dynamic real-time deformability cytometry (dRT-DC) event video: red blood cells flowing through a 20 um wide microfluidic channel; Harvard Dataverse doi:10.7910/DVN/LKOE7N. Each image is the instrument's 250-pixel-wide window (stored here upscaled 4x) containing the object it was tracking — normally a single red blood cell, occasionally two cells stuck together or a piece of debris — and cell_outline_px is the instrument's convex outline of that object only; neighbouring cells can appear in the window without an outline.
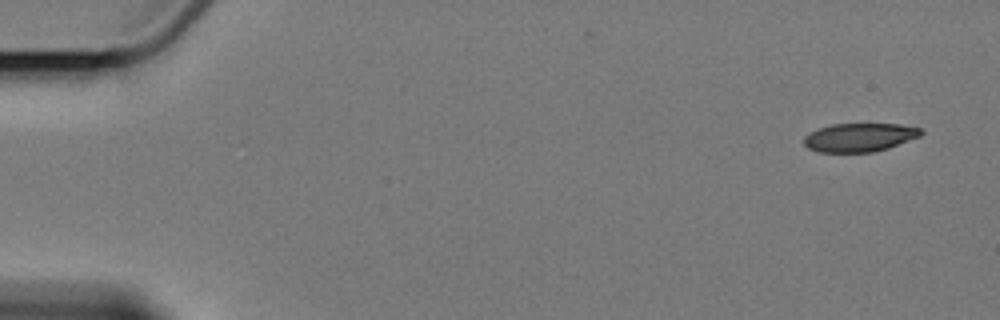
{"species": "Egyptian fruit bat (a non-hibernating species)", "species_latin": "Rousettus aegyptiacus", "temperature_condition": "cold", "stored_images_in_passage": 6, "camera_frame_rate_fps": 3000, "um_per_image_px": 0.085, "animal": {"sex": "female"}, "frame": {"image": 1, "passage_image": 1, "time_ms": 0.0, "image_size_px": [1000, 320], "cell_outline_px": [[924, 132], [920, 136], [888, 148], [872, 152], [820, 152], [808, 148], [804, 144], [804, 136], [820, 128], [832, 124], [900, 124], [920, 128]], "centroid_in_image_um": [73.07, 11.68], "position_along_channel_um": 11.9, "area_um2": 19.31}}
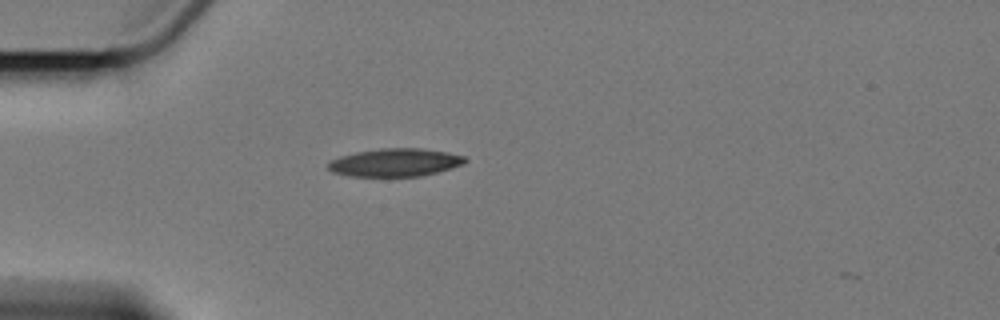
{"frame": {"image": 2, "passage_image": 5, "time_ms": 4.667, "image_size_px": [1000, 320], "cell_outline_px": [[468, 160], [464, 164], [436, 172], [420, 176], [348, 176], [332, 172], [328, 168], [328, 160], [340, 156], [356, 152], [380, 148], [420, 148], [448, 152], [464, 156]], "centroid_in_image_um": [33.56, 13.8], "position_along_channel_um": 51.4, "area_um2": 22.37}}